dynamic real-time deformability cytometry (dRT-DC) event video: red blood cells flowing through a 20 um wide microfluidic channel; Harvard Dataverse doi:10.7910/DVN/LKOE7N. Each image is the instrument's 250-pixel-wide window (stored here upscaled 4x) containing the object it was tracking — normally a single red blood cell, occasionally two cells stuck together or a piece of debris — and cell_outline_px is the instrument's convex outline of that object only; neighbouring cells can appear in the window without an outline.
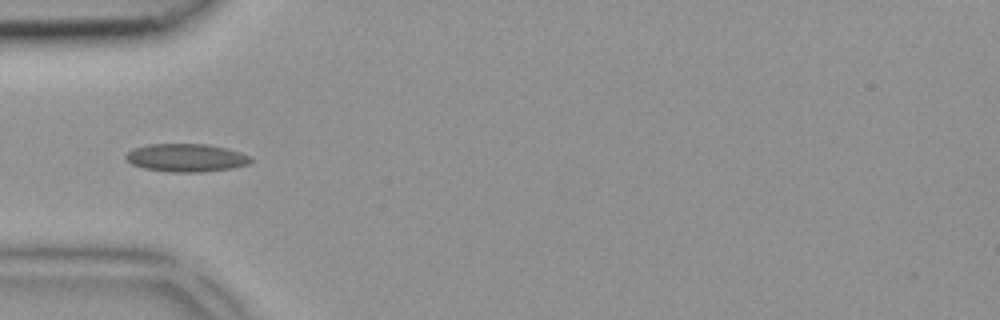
{"species": "common noctule bat (a hibernating species)", "species_latin": "Nyctalus noctula", "temperature_condition": "room temperature", "stored_images_in_passage": 5, "camera_frame_rate_fps": 3000, "um_per_image_px": 0.085, "animal": {"sex": "female", "body_mass_g": 18.4}, "frame": {"image": 1, "passage_image": 4, "time_ms": 1.0, "image_size_px": [1000, 320], "cell_outline_px": [[252, 160], [248, 164], [232, 168], [200, 172], [168, 172], [144, 168], [132, 164], [124, 156], [128, 152], [136, 148], [148, 144], [208, 144], [228, 148], [240, 152], [248, 156]], "centroid_in_image_um": [15.83, 13.41], "position_along_channel_um": 69.2, "area_um2": 20.29}}